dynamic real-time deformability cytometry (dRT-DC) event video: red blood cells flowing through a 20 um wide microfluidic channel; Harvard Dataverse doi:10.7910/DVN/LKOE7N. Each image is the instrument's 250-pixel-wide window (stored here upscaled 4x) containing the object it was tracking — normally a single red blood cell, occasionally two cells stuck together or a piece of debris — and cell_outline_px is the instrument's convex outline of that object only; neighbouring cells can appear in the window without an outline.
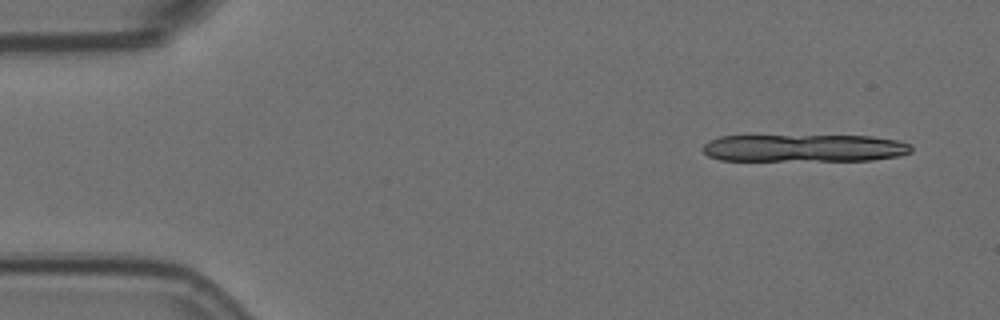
{"species": "Egyptian fruit bat (a non-hibernating species)", "species_latin": "Rousettus aegyptiacus", "temperature_condition": "room temperature", "stored_images_in_passage": 9, "camera_frame_rate_fps": 3000, "um_per_image_px": 0.085, "animal": {"sex": "female"}, "frame": {"image": 1, "passage_image": 1, "time_ms": 0.0, "image_size_px": [1000, 320], "cell_outline_px": [[912, 152], [896, 156], [872, 160], [720, 160], [708, 156], [700, 148], [708, 140], [720, 136], [872, 136], [896, 140], [912, 144]], "centroid_in_image_um": [68.34, 12.58], "position_along_channel_um": 16.7, "area_um2": 33.41}}